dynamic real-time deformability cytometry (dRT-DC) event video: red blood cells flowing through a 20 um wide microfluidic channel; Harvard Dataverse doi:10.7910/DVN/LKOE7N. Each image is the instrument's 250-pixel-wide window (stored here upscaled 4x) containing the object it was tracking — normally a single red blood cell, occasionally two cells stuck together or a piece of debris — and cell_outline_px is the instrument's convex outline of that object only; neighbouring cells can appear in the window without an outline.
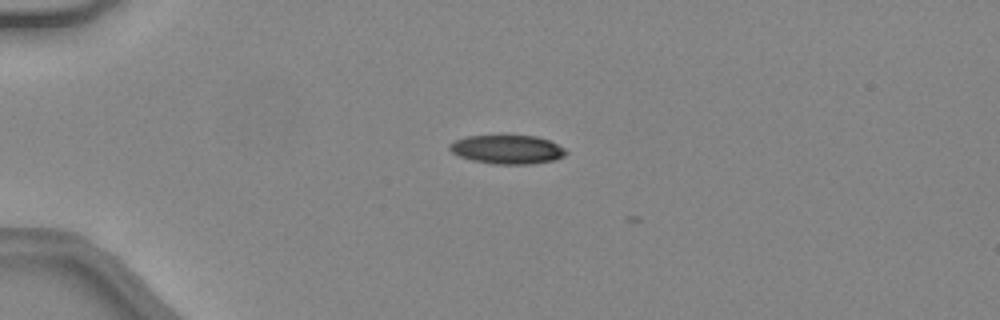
{"species": "common noctule bat (a hibernating species)", "species_latin": "Nyctalus noctula", "temperature_condition": "warm", "stored_images_in_passage": 2, "camera_frame_rate_fps": 3000, "um_per_image_px": 0.085, "animal": {"sex": "female", "body_mass_g": 24.6, "forearm_length_mm": 56.2}, "frame": {"image": 1, "passage_image": 1, "time_ms": 0.0, "image_size_px": [1000, 320], "cell_outline_px": [[568, 152], [564, 156], [556, 160], [532, 164], [492, 164], [472, 160], [460, 156], [452, 152], [448, 148], [448, 144], [456, 140], [468, 136], [500, 132], [536, 136], [548, 140], [564, 148]], "centroid_in_image_um": [43.1, 12.65], "position_along_channel_um": 41.9, "area_um2": 20.46}}